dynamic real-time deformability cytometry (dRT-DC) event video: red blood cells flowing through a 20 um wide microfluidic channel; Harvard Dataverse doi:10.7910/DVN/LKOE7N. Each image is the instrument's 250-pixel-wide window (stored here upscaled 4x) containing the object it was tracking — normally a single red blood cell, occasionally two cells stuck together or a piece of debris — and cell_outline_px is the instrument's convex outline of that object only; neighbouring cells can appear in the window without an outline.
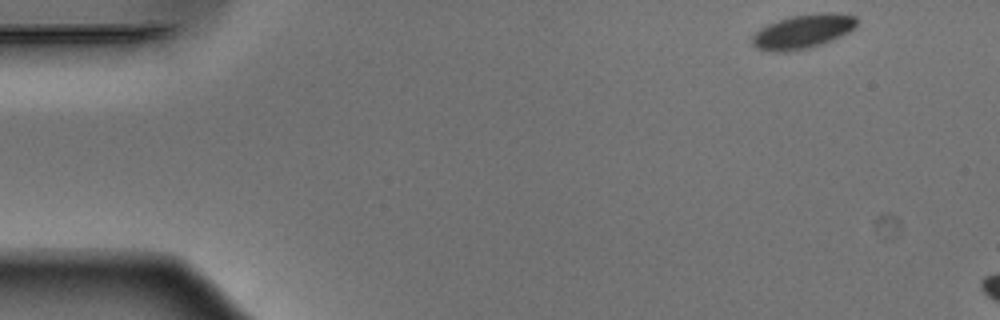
{"species": "Egyptian fruit bat (a non-hibernating species)", "species_latin": "Rousettus aegyptiacus", "temperature_condition": "warm", "stored_images_in_passage": 7, "camera_frame_rate_fps": 3000, "um_per_image_px": 0.085, "animal": {"sex": "male"}, "frame": {"image": 1, "passage_image": 1, "time_ms": 0.0, "image_size_px": [1000, 320], "cell_outline_px": [[856, 24], [848, 32], [840, 36], [820, 44], [808, 48], [788, 52], [776, 52], [756, 48], [752, 44], [752, 36], [760, 28], [768, 24], [792, 16], [832, 12], [856, 16]], "centroid_in_image_um": [68.21, 2.69], "position_along_channel_um": 16.8, "area_um2": 20.35}}